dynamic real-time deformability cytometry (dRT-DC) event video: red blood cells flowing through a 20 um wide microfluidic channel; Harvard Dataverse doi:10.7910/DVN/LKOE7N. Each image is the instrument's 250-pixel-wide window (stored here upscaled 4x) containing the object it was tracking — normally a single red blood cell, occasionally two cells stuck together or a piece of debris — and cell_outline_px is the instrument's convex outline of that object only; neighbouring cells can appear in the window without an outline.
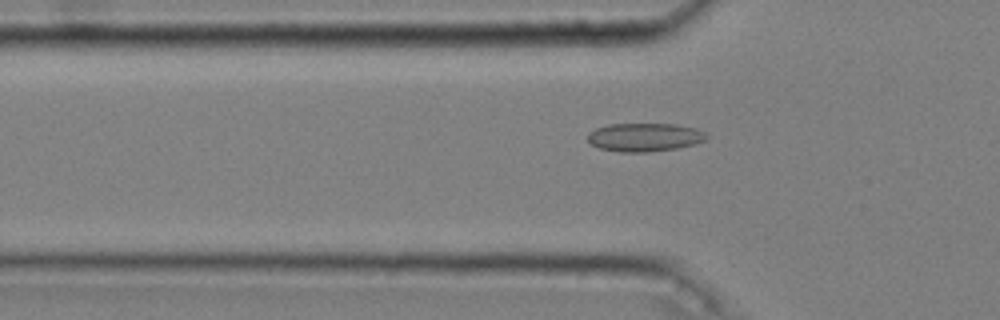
{"species": "common noctule bat (a hibernating species)", "species_latin": "Nyctalus noctula", "temperature_condition": "cold", "stored_images_in_passage": 45, "camera_frame_rate_fps": 3000, "um_per_image_px": 0.085, "animal": {"sex": "male", "body_mass_g": 20.4}, "frame": {"image": 1, "passage_image": 13, "time_ms": 4.0, "image_size_px": [1000, 320], "cell_outline_px": [[708, 136], [704, 140], [696, 144], [676, 148], [648, 152], [620, 152], [600, 148], [592, 144], [588, 140], [588, 132], [596, 128], [608, 124], [676, 124], [696, 128], [704, 132]], "centroid_in_image_um": [54.79, 11.66], "position_along_channel_um": 71.0, "area_um2": 19.65}}
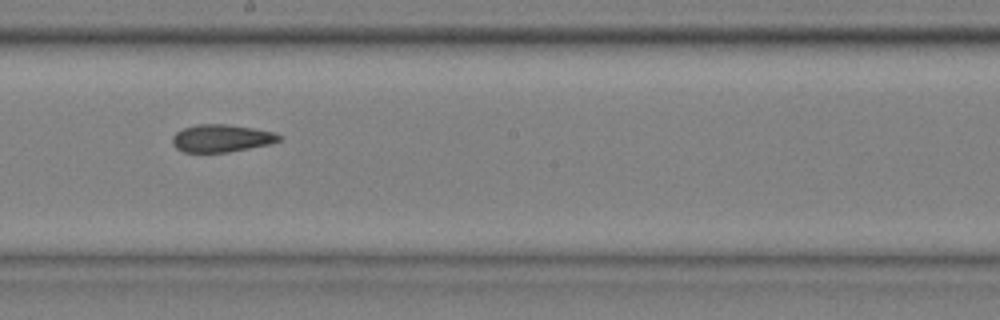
{"frame": {"image": 2, "passage_image": 26, "time_ms": 8.333, "image_size_px": [1000, 320], "cell_outline_px": [[284, 136], [280, 140], [268, 144], [228, 152], [184, 152], [176, 148], [172, 144], [172, 136], [176, 132], [184, 128], [200, 124], [224, 124], [252, 128], [276, 132]], "centroid_in_image_um": [18.82, 11.75], "position_along_channel_um": 229.4, "area_um2": 17.05}}
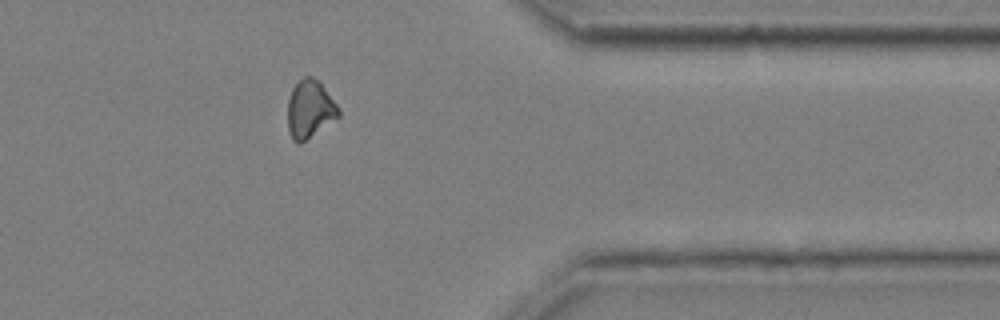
{"frame": {"image": 3, "passage_image": 40, "time_ms": 13.0, "image_size_px": [1000, 320], "cell_outline_px": [[340, 116], [300, 144], [296, 144], [292, 140], [288, 132], [288, 100], [292, 88], [304, 76], [312, 76], [320, 80], [340, 108]], "centroid_in_image_um": [26.34, 9.27], "position_along_channel_um": 385.1, "area_um2": 17.46}}